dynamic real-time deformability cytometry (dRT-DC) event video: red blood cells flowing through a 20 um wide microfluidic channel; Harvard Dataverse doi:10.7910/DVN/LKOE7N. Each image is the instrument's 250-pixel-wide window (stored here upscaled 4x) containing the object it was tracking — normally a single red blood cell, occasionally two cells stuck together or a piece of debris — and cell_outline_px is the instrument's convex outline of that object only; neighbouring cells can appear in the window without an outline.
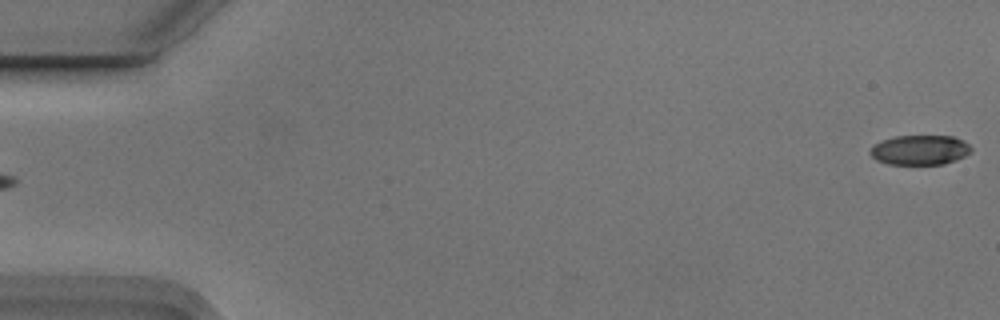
{"species": "Egyptian fruit bat (a non-hibernating species)", "species_latin": "Rousettus aegyptiacus", "temperature_condition": "cold", "stored_images_in_passage": 4, "segment_of_instrument_passage": [2, 2], "camera_frame_rate_fps": 3000, "um_per_image_px": 0.085, "animal": {"sex": "male"}, "frame": {"image": 1, "passage_image": 4, "time_ms": 1.0, "image_size_px": [1000, 320], "cell_outline_px": [[972, 152], [956, 160], [944, 164], [888, 164], [876, 160], [868, 152], [876, 144], [884, 140], [896, 136], [952, 136], [968, 144], [972, 148]], "centroid_in_image_um": [78.2, 12.76], "position_along_channel_um": 6.8, "area_um2": 17.34}}